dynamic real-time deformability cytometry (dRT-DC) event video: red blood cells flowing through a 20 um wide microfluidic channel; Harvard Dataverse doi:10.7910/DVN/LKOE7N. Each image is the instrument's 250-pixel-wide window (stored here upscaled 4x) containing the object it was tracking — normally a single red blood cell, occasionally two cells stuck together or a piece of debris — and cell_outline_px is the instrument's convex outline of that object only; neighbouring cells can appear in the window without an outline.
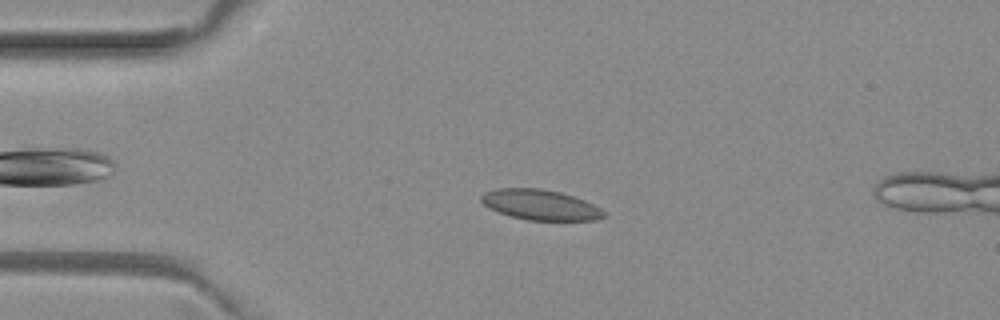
{"species": "common noctule bat (a hibernating species)", "species_latin": "Nyctalus noctula", "temperature_condition": "room temperature", "stored_images_in_passage": 4, "camera_frame_rate_fps": 3000, "um_per_image_px": 0.085, "animal": {"sex": "female", "body_mass_g": 29.2, "forearm_length_mm": 56.3}, "frame": {"image": 1, "passage_image": 2, "time_ms": 0.333, "image_size_px": [1000, 320], "cell_outline_px": [[604, 216], [596, 220], [528, 220], [512, 216], [500, 212], [484, 204], [480, 200], [480, 196], [484, 192], [496, 188], [540, 188], [560, 192], [584, 200], [600, 208], [604, 212]], "centroid_in_image_um": [45.91, 17.4], "position_along_channel_um": 39.1, "area_um2": 21.39}}